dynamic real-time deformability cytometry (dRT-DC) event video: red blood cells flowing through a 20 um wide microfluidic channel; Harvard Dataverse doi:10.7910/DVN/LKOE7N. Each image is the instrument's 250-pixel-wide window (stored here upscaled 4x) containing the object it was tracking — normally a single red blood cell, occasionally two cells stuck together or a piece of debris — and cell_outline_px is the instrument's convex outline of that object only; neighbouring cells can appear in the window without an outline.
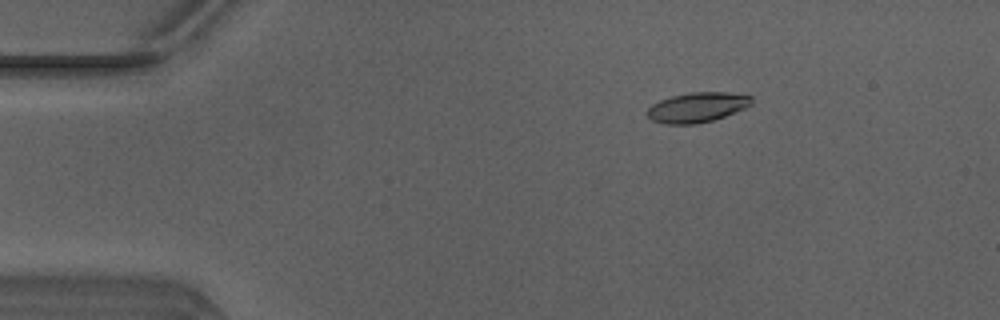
{"species": "Egyptian fruit bat (a non-hibernating species)", "species_latin": "Rousettus aegyptiacus", "temperature_condition": "warm", "stored_images_in_passage": 51, "camera_frame_rate_fps": 3000, "um_per_image_px": 0.085, "animal": {"sex": "male"}, "frame": {"image": 1, "passage_image": 9, "time_ms": 2.667, "image_size_px": [1000, 320], "cell_outline_px": [[752, 104], [744, 108], [724, 116], [712, 120], [696, 124], [664, 124], [652, 120], [648, 116], [648, 108], [652, 104], [660, 100], [672, 96], [688, 92], [728, 92], [752, 96]], "centroid_in_image_um": [59.26, 9.11], "position_along_channel_um": 25.7, "area_um2": 18.09}}
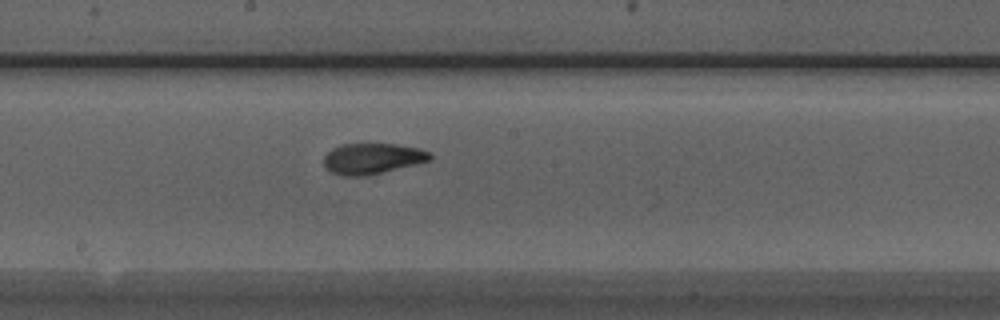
{"frame": {"image": 2, "passage_image": 28, "time_ms": 9.0, "image_size_px": [1000, 320], "cell_outline_px": [[432, 160], [416, 164], [364, 176], [344, 176], [332, 172], [324, 168], [324, 156], [332, 148], [340, 144], [396, 144], [420, 148], [432, 152]], "centroid_in_image_um": [31.66, 13.47], "position_along_channel_um": 216.5, "area_um2": 19.13}}
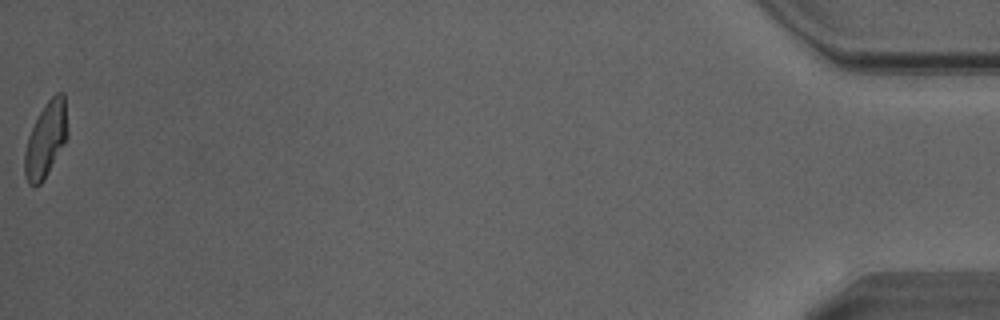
{"frame": {"image": 3, "passage_image": 51, "time_ms": 16.667, "image_size_px": [1000, 320], "cell_outline_px": [[68, 136], [64, 144], [40, 184], [28, 184], [24, 176], [24, 152], [28, 136], [40, 112], [48, 100], [56, 92], [64, 92], [68, 128]], "centroid_in_image_um": [3.9, 11.83], "position_along_channel_um": 431.3, "area_um2": 18.55}, "authors_computed_cell_mechanics": {"area_um2": 18.9006, "velocity_mm_per_s": 4.1419, "shape_relaxation_time_tau1_ms": 3.3254, "shape_relaxation_time_tau2_ms": 1.515, "deformation_change_tau1": 0.1813, "deformation_change_tau2": 0.0829}}